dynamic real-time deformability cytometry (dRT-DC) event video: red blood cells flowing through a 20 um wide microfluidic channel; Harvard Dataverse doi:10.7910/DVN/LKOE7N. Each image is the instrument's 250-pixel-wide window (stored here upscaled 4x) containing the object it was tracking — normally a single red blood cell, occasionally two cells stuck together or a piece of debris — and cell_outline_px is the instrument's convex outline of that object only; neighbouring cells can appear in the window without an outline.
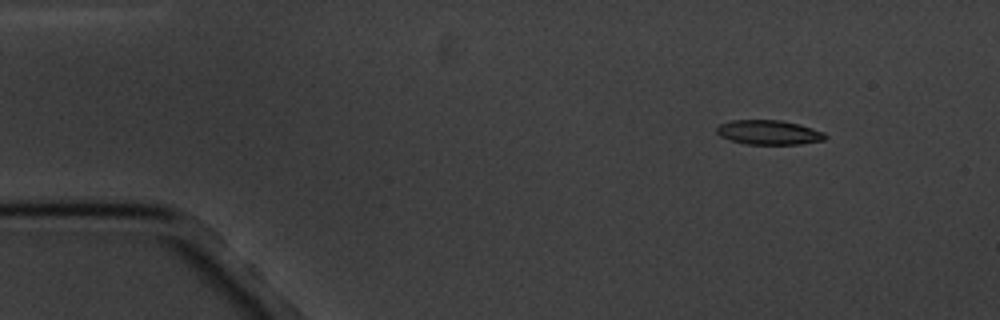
{"species": "common noctule bat (a hibernating species)", "species_latin": "Nyctalus noctula", "temperature_condition": "cold", "stored_images_in_passage": 3, "camera_frame_rate_fps": 3000, "um_per_image_px": 0.085, "animal": {"sex": "male", "body_mass_g": 20.1, "forearm_length_mm": 53.5}, "frame": {"image": 1, "passage_image": 1, "time_ms": 0.0, "image_size_px": [1000, 320], "cell_outline_px": [[828, 136], [824, 140], [800, 144], [744, 144], [720, 136], [716, 132], [716, 128], [720, 124], [732, 120], [780, 120], [800, 124], [824, 132]], "centroid_in_image_um": [65.36, 11.25], "position_along_channel_um": 19.6, "area_um2": 15.49}}
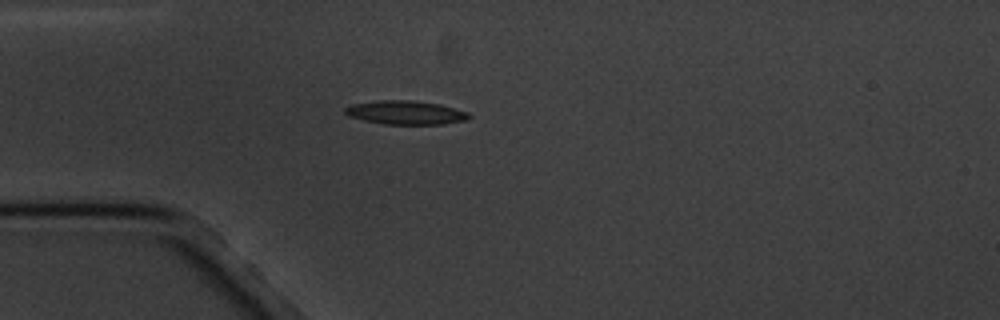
{"frame": {"image": 2, "passage_image": 3, "time_ms": 3.0, "image_size_px": [1000, 320], "cell_outline_px": [[472, 116], [468, 120], [444, 124], [384, 124], [364, 120], [348, 116], [344, 112], [344, 108], [352, 104], [376, 100], [412, 100], [440, 104], [468, 112]], "centroid_in_image_um": [34.49, 9.56], "position_along_channel_um": 50.5, "area_um2": 17.28}}